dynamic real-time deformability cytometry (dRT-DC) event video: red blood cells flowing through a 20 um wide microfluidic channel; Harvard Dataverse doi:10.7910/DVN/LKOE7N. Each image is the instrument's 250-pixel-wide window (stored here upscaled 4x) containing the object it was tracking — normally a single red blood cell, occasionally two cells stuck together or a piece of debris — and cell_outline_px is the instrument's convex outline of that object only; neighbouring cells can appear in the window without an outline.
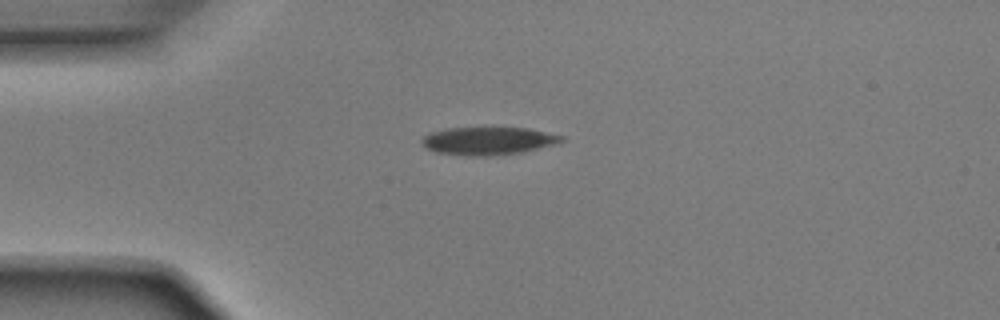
{"species": "Egyptian fruit bat (a non-hibernating species)", "species_latin": "Rousettus aegyptiacus", "temperature_condition": "room temperature", "stored_images_in_passage": 40, "camera_frame_rate_fps": 3000, "um_per_image_px": 0.085, "animal": {"sex": "male"}, "frame": {"image": 1, "passage_image": 1, "time_ms": 0.0, "image_size_px": [1000, 320], "cell_outline_px": [[564, 140], [552, 144], [520, 152], [488, 156], [468, 156], [436, 152], [428, 148], [420, 140], [424, 136], [432, 132], [448, 128], [528, 128], [564, 136]], "centroid_in_image_um": [41.47, 11.97], "position_along_channel_um": 43.5, "area_um2": 22.2}}
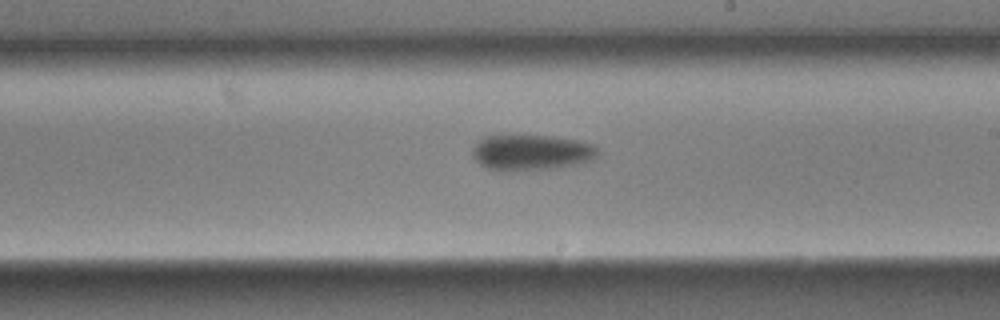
{"frame": {"image": 2, "passage_image": 18, "time_ms": 5.667, "image_size_px": [1000, 320], "cell_outline_px": [[596, 156], [584, 164], [552, 168], [508, 172], [488, 168], [480, 164], [472, 156], [472, 148], [476, 140], [484, 136], [516, 132], [552, 136], [576, 140], [592, 144], [596, 148]], "centroid_in_image_um": [45.07, 12.92], "position_along_channel_um": 243.9, "area_um2": 27.17}}
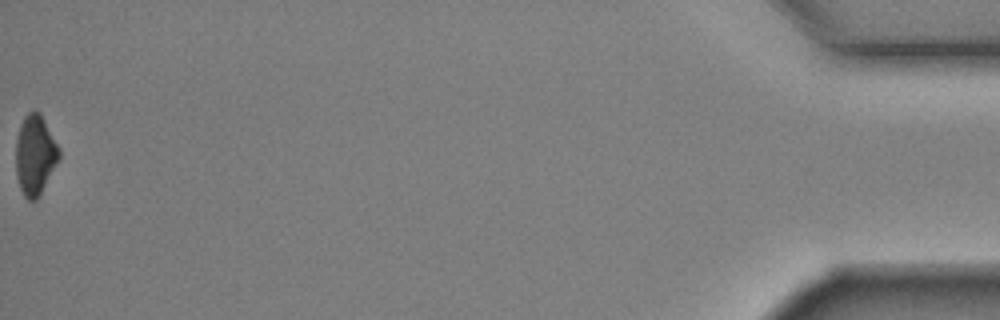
{"frame": {"image": 3, "passage_image": 40, "time_ms": 13.0, "image_size_px": [1000, 320], "cell_outline_px": [[60, 156], [36, 200], [28, 200], [24, 196], [20, 188], [16, 176], [16, 140], [20, 124], [24, 116], [32, 108], [36, 108], [40, 112], [60, 148]], "centroid_in_image_um": [2.96, 13.1], "position_along_channel_um": 432.2, "area_um2": 20.11}, "authors_computed_cell_mechanics": {"area_um2": 24.5939, "velocity_mm_per_s": 3.9235, "shape_relaxation_time_tau1_ms": 2.3192, "shape_relaxation_time_tau2_ms": null, "deformation_change_tau1": 0.1235, "deformation_change_tau2": null}}